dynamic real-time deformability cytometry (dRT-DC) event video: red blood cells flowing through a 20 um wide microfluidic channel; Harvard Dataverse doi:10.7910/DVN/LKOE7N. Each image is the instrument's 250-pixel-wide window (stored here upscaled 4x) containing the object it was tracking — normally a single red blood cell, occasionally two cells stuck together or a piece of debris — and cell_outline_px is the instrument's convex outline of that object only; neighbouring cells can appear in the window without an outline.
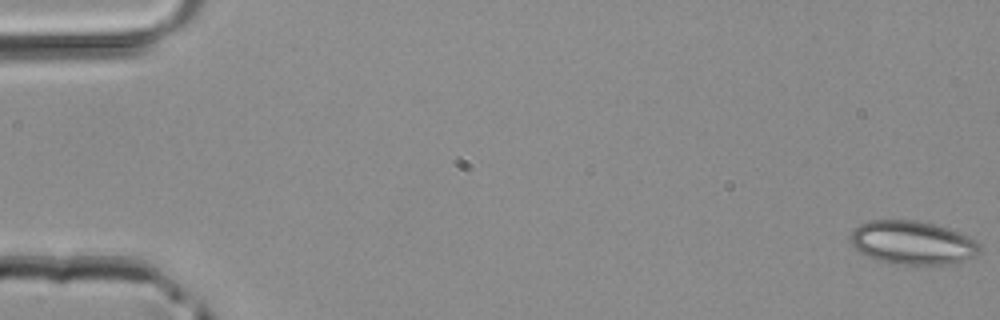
{"species": "common noctule bat (a hibernating species)", "species_latin": "Nyctalus noctula", "temperature_condition": "room temperature", "stored_images_in_passage": 5, "camera_frame_rate_fps": 3000, "um_per_image_px": 0.085, "animal": {"sex": "male", "body_mass_g": 20.4}, "frame": {"image": 1, "passage_image": 1, "time_ms": 0.0, "image_size_px": [1000, 320], "cell_outline_px": [[980, 252], [976, 256], [944, 264], [892, 264], [876, 260], [856, 252], [848, 240], [848, 236], [860, 224], [868, 220], [916, 220], [948, 228], [976, 240], [980, 244]], "centroid_in_image_um": [77.48, 20.63], "position_along_channel_um": 7.5, "area_um2": 32.95}}